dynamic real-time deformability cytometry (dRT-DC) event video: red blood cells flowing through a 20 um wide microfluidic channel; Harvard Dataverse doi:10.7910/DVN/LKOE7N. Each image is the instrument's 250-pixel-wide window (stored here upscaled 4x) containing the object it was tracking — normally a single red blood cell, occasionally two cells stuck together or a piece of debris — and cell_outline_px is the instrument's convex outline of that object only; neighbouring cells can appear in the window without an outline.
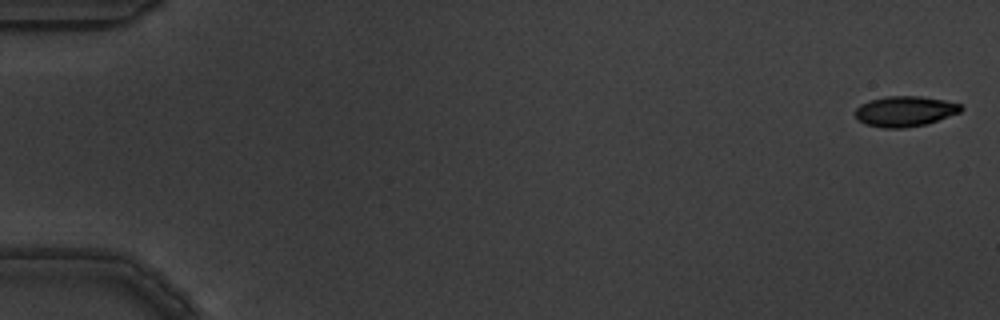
{"species": "common noctule bat (a hibernating species)", "species_latin": "Nyctalus noctula", "temperature_condition": "warm", "stored_images_in_passage": 7, "camera_frame_rate_fps": 3000, "um_per_image_px": 0.085, "animal": {"sex": "male", "body_mass_g": 19.5, "forearm_length_mm": 54.6}, "frame": {"image": 1, "passage_image": 1, "time_ms": 0.0, "image_size_px": [1000, 320], "cell_outline_px": [[964, 108], [960, 112], [924, 124], [904, 128], [884, 128], [864, 124], [856, 116], [856, 108], [860, 104], [868, 100], [888, 96], [920, 96], [944, 100], [960, 104]], "centroid_in_image_um": [76.89, 9.45], "position_along_channel_um": 8.1, "area_um2": 18.55}}
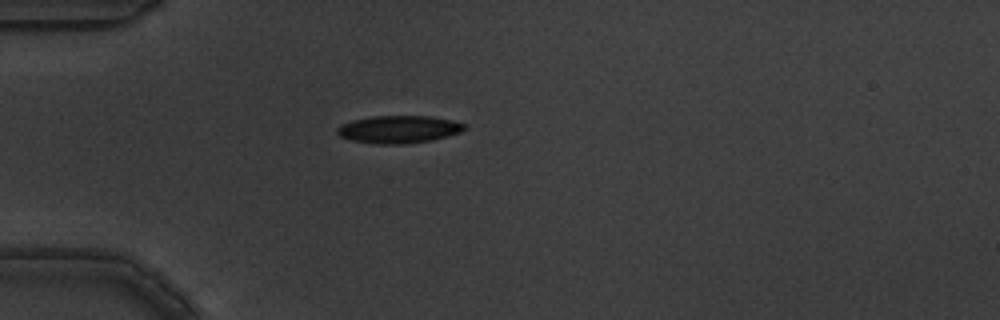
{"frame": {"image": 2, "passage_image": 5, "time_ms": 1.333, "image_size_px": [1000, 320], "cell_outline_px": [[468, 128], [460, 132], [448, 136], [432, 140], [404, 144], [376, 144], [352, 140], [340, 136], [336, 132], [336, 128], [340, 124], [352, 120], [372, 116], [432, 116], [452, 120], [464, 124]], "centroid_in_image_um": [33.89, 10.99], "position_along_channel_um": 51.1, "area_um2": 20.58}}
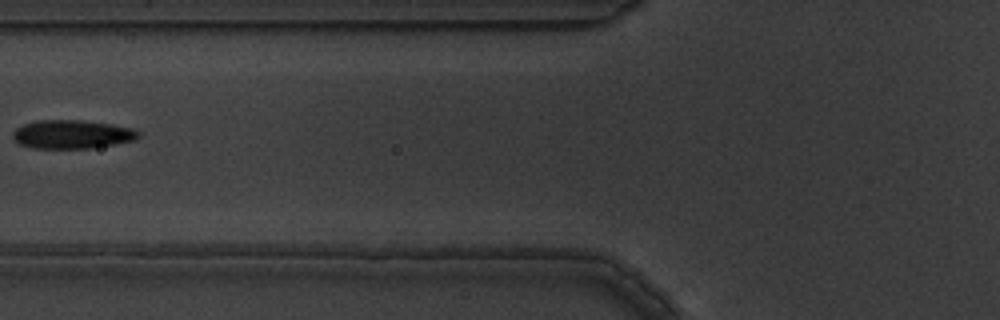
{"frame": {"image": 3, "passage_image": 7, "time_ms": 2.0, "image_size_px": [1000, 320], "cell_outline_px": [[140, 136], [136, 140], [116, 144], [92, 148], [32, 148], [20, 144], [12, 136], [12, 132], [16, 128], [24, 124], [40, 120], [80, 120], [112, 124], [132, 128], [140, 132]], "centroid_in_image_um": [6.15, 11.42], "position_along_channel_um": 119.6, "area_um2": 20.98}}